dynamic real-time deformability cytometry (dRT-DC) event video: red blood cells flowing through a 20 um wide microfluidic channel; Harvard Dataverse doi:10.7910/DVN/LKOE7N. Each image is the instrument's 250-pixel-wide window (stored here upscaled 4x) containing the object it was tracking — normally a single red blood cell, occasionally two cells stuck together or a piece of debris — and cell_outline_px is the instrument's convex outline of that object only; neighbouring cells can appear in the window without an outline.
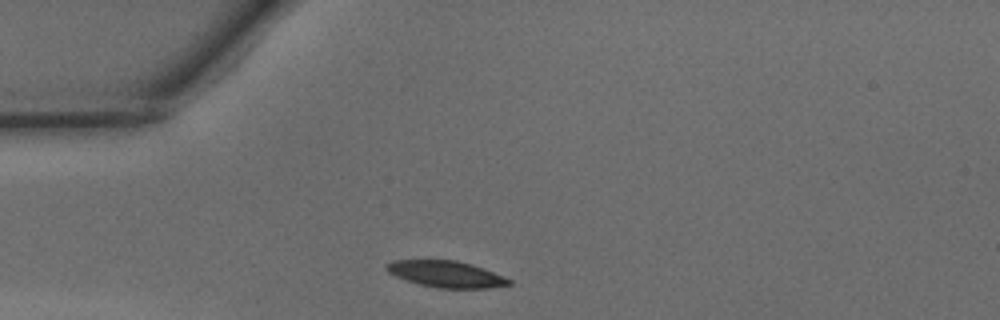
{"species": "common noctule bat (a hibernating species)", "species_latin": "Nyctalus noctula", "temperature_condition": "warm", "stored_images_in_passage": 33, "camera_frame_rate_fps": 3000, "um_per_image_px": 0.085, "animal": {"sex": "male", "body_mass_g": 15.6}, "frame": {"image": 1, "passage_image": 2, "time_ms": 0.333, "image_size_px": [1000, 320], "cell_outline_px": [[512, 284], [488, 288], [440, 288], [420, 284], [396, 276], [388, 272], [384, 268], [384, 264], [392, 260], [456, 260], [472, 264], [484, 268], [504, 276], [512, 280]], "centroid_in_image_um": [37.92, 23.29], "position_along_channel_um": 47.1, "area_um2": 18.9}}
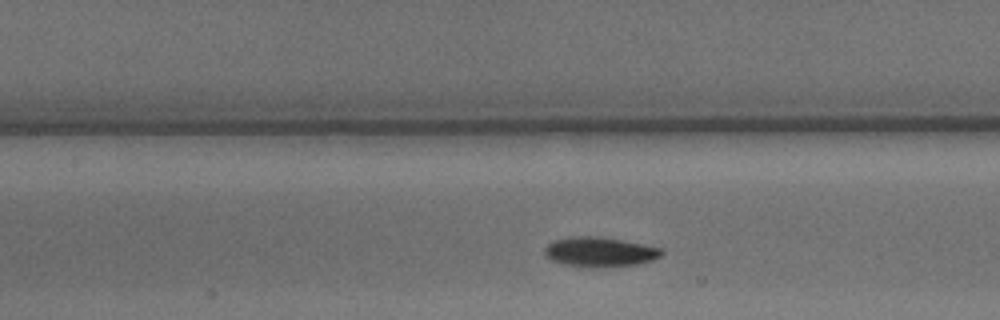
{"frame": {"image": 2, "passage_image": 11, "time_ms": 3.333, "image_size_px": [1000, 320], "cell_outline_px": [[664, 252], [660, 256], [652, 260], [636, 264], [604, 268], [592, 268], [564, 264], [552, 260], [544, 256], [544, 248], [552, 240], [572, 236], [596, 236], [644, 244], [660, 248]], "centroid_in_image_um": [50.94, 21.42], "position_along_channel_um": 156.5, "area_um2": 20.4}}
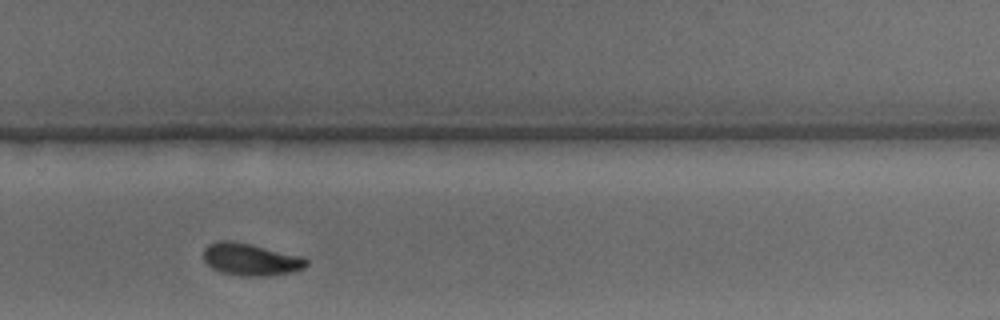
{"frame": {"image": 3, "passage_image": 22, "time_ms": 7.0, "image_size_px": [1000, 320], "cell_outline_px": [[308, 264], [304, 268], [292, 272], [268, 276], [240, 276], [220, 272], [212, 268], [204, 260], [204, 248], [208, 244], [216, 240], [236, 240], [304, 256], [308, 260]], "centroid_in_image_um": [21.32, 22.03], "position_along_channel_um": 308.5, "area_um2": 19.83}, "authors_computed_cell_mechanics": {"area_um2": 19.4208, "velocity_mm_per_s": 4.1592, "shape_relaxation_time_tau1_ms": 3.5088, "shape_relaxation_time_tau2_ms": 2.2182, "deformation_change_tau1": 0.1161, "deformation_change_tau2": 0.0669}}